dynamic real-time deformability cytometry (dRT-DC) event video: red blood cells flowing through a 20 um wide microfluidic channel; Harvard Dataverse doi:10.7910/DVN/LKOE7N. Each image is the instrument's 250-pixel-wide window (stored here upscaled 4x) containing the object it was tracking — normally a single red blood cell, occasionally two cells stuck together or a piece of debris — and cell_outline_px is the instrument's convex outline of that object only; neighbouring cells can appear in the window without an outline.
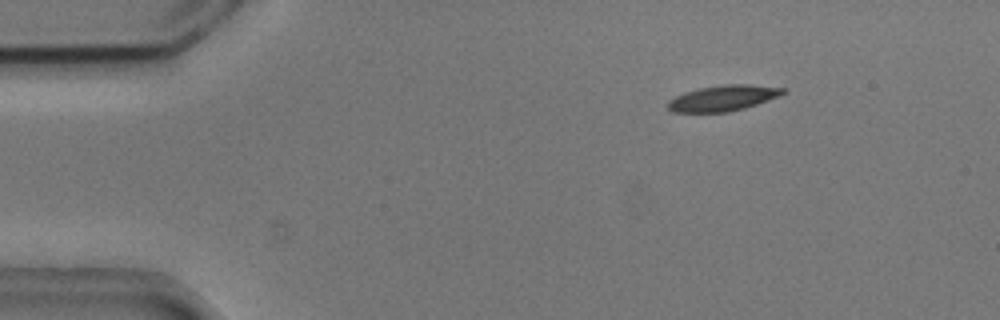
{"species": "common noctule bat (a hibernating species)", "species_latin": "Nyctalus noctula", "temperature_condition": "cold", "stored_images_in_passage": 46, "camera_frame_rate_fps": 3000, "um_per_image_px": 0.085, "animal": {"sex": "male", "body_mass_g": 20.5, "forearm_length_mm": 52.5}, "frame": {"image": 1, "passage_image": 8, "time_ms": 2.333, "image_size_px": [1000, 320], "cell_outline_px": [[788, 92], [780, 96], [744, 108], [728, 112], [668, 112], [668, 100], [684, 92], [696, 88], [724, 84], [748, 84], [788, 88]], "centroid_in_image_um": [61.48, 8.32], "position_along_channel_um": 23.5, "area_um2": 17.51}}
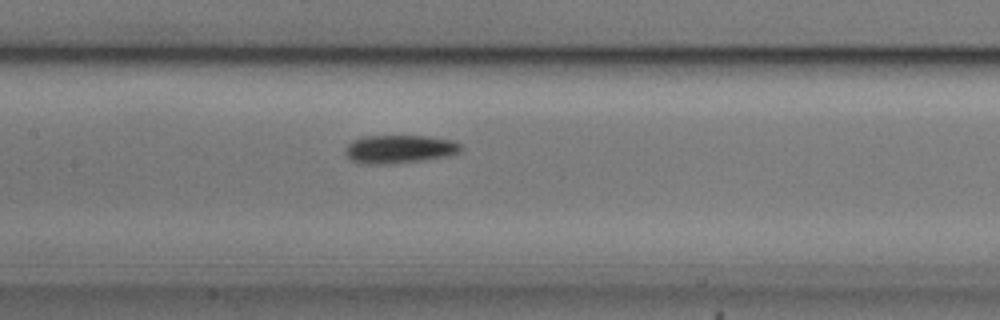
{"frame": {"image": 2, "passage_image": 26, "time_ms": 8.333, "image_size_px": [1000, 320], "cell_outline_px": [[464, 148], [460, 152], [452, 156], [424, 160], [392, 164], [360, 164], [348, 160], [344, 152], [344, 148], [352, 140], [364, 136], [424, 136], [452, 140], [460, 144]], "centroid_in_image_um": [33.93, 12.69], "position_along_channel_um": 173.5, "area_um2": 19.54}}
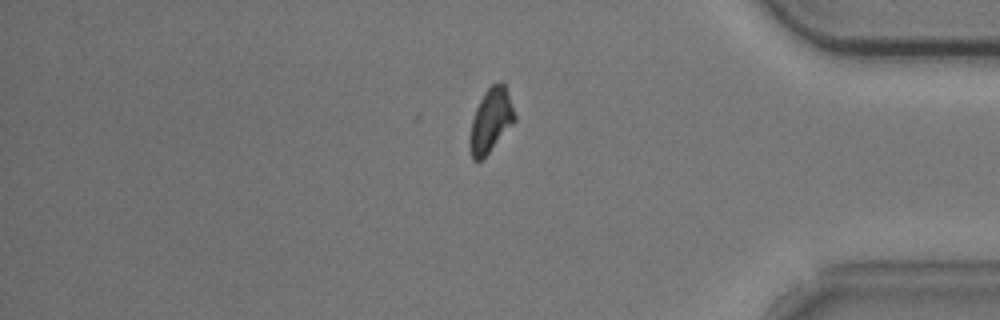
{"frame": {"image": 3, "passage_image": 46, "time_ms": 15.0, "image_size_px": [1000, 320], "cell_outline_px": [[516, 120], [488, 152], [480, 160], [472, 160], [468, 148], [468, 140], [472, 120], [476, 108], [484, 92], [492, 84], [500, 80], [504, 84], [508, 92], [516, 116]], "centroid_in_image_um": [41.69, 10.22], "position_along_channel_um": 393.5, "area_um2": 16.65}, "authors_computed_cell_mechanics": {"area_um2": 17.7157, "velocity_mm_per_s": 3.6796, "shape_relaxation_time_tau1_ms": 1.3101, "shape_relaxation_time_tau2_ms": 3.5343, "deformation_change_tau1": 0.1367, "deformation_change_tau2": 0.0925}}